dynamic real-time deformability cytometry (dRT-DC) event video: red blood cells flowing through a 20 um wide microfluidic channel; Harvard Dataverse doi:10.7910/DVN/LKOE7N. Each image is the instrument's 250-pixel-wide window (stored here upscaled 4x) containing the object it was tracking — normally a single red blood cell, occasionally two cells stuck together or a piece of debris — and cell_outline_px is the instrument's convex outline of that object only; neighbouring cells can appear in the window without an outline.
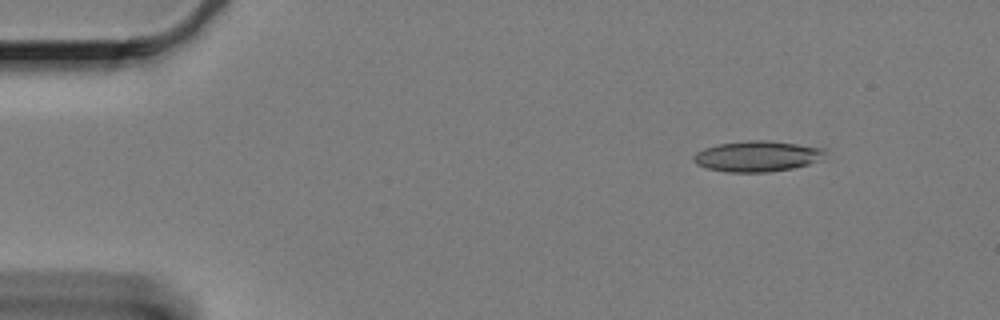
{"species": "Egyptian fruit bat (a non-hibernating species)", "species_latin": "Rousettus aegyptiacus", "temperature_condition": "cold", "stored_images_in_passage": 54, "camera_frame_rate_fps": 3000, "um_per_image_px": 0.085, "animal": {"sex": "female"}, "frame": {"image": 1, "passage_image": 1, "time_ms": 0.0, "image_size_px": [1000, 320], "cell_outline_px": [[828, 152], [816, 160], [808, 164], [792, 168], [768, 172], [728, 172], [708, 168], [696, 164], [692, 160], [692, 156], [696, 152], [704, 148], [716, 144], [748, 140], [764, 140], [796, 144], [824, 148]], "centroid_in_image_um": [64.31, 13.27], "position_along_channel_um": 20.7, "area_um2": 23.41}}
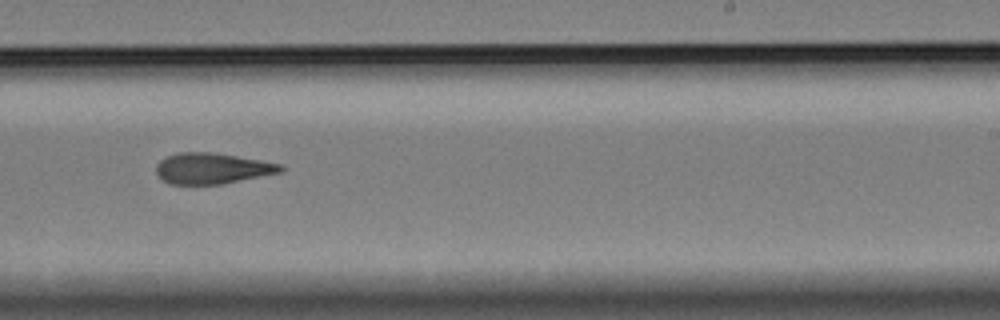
{"frame": {"image": 2, "passage_image": 31, "time_ms": 10.0, "image_size_px": [1000, 320], "cell_outline_px": [[284, 172], [224, 184], [168, 184], [156, 176], [156, 164], [160, 160], [168, 156], [180, 152], [208, 152], [236, 156], [284, 164]], "centroid_in_image_um": [18.05, 14.33], "position_along_channel_um": 270.9, "area_um2": 22.66}}
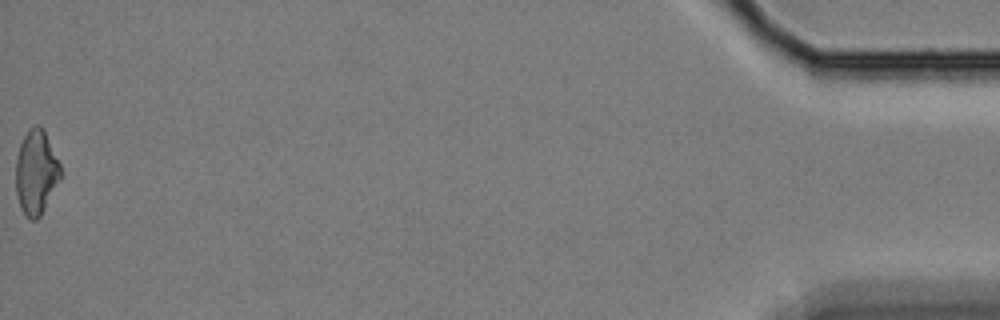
{"frame": {"image": 3, "passage_image": 54, "time_ms": 17.667, "image_size_px": [1000, 320], "cell_outline_px": [[60, 180], [40, 216], [36, 220], [32, 220], [20, 208], [16, 192], [16, 156], [20, 144], [28, 128], [36, 124], [40, 124], [44, 128], [60, 164]], "centroid_in_image_um": [3.06, 14.6], "position_along_channel_um": 432.1, "area_um2": 22.02}, "authors_computed_cell_mechanics": {"area_um2": 23.0044, "velocity_mm_per_s": 3.3319, "shape_relaxation_time_tau1_ms": null, "shape_relaxation_time_tau2_ms": 6.7811, "deformation_change_tau1": null, "deformation_change_tau2": 0.1642}}